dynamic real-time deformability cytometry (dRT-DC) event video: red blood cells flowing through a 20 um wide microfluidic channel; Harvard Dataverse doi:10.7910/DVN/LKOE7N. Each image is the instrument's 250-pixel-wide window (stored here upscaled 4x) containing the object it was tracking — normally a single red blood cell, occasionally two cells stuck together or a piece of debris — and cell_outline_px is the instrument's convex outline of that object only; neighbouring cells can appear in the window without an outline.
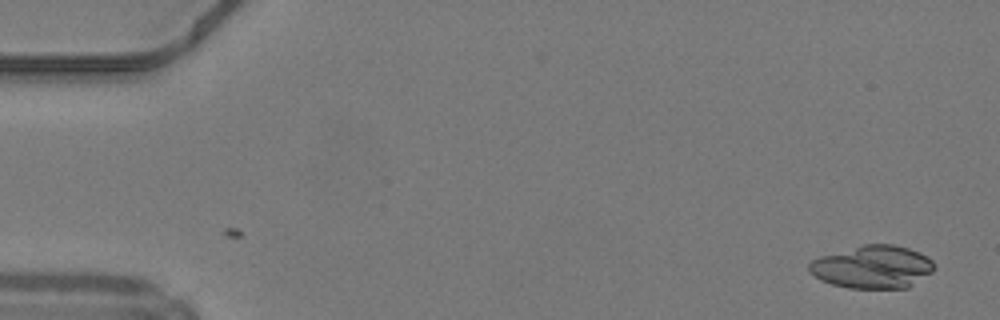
{"species": "common noctule bat (a hibernating species)", "species_latin": "Nyctalus noctula", "temperature_condition": "warm", "stored_images_in_passage": 4, "camera_frame_rate_fps": 3000, "um_per_image_px": 0.085, "animal": {"sex": "male", "body_mass_g": 19.2, "forearm_length_mm": 51.8}, "frame": {"image": 1, "passage_image": 4, "time_ms": 1.0, "image_size_px": [1000, 320], "cell_outline_px": [[936, 268], [932, 272], [908, 288], [848, 288], [832, 284], [820, 280], [808, 272], [808, 264], [812, 260], [820, 256], [864, 244], [892, 244], [908, 248], [920, 252], [928, 256], [936, 264]], "centroid_in_image_um": [74.18, 22.69], "position_along_channel_um": 10.8, "area_um2": 31.5}}